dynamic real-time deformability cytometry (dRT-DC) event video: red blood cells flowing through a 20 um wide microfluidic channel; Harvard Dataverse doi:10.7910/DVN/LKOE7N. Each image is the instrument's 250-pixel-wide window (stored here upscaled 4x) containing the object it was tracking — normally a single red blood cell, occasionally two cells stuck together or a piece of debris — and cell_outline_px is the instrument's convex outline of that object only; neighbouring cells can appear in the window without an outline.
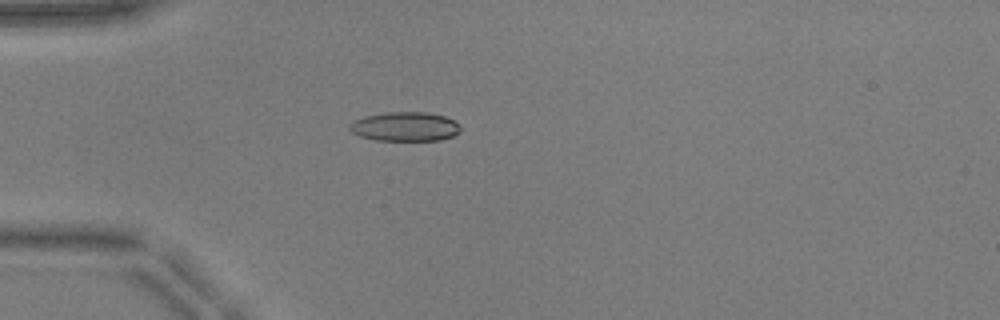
{"species": "common noctule bat (a hibernating species)", "species_latin": "Nyctalus noctula", "temperature_condition": "warm", "stored_images_in_passage": 34, "camera_frame_rate_fps": 3000, "um_per_image_px": 0.085, "animal": {"sex": "male", "body_mass_g": 17.9, "forearm_length_mm": 54.2}, "frame": {"image": 1, "passage_image": 6, "time_ms": 1.667, "image_size_px": [1000, 320], "cell_outline_px": [[460, 132], [452, 136], [440, 140], [376, 140], [360, 136], [352, 132], [348, 128], [348, 124], [352, 120], [364, 116], [388, 112], [428, 112], [444, 116], [456, 120], [460, 124]], "centroid_in_image_um": [34.42, 10.75], "position_along_channel_um": 50.6, "area_um2": 19.07}}
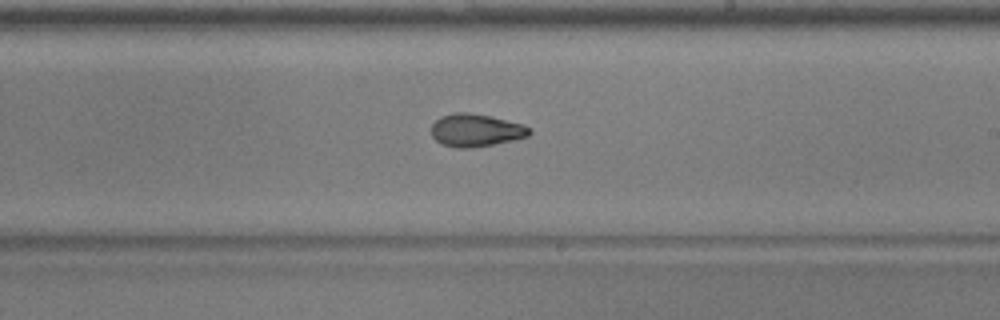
{"frame": {"image": 2, "passage_image": 22, "time_ms": 7.0, "image_size_px": [1000, 320], "cell_outline_px": [[532, 132], [528, 136], [512, 140], [492, 144], [468, 148], [456, 148], [440, 144], [432, 136], [432, 124], [440, 116], [456, 112], [468, 112], [492, 116], [524, 124], [532, 128]], "centroid_in_image_um": [40.46, 11.06], "position_along_channel_um": 248.5, "area_um2": 18.84}}
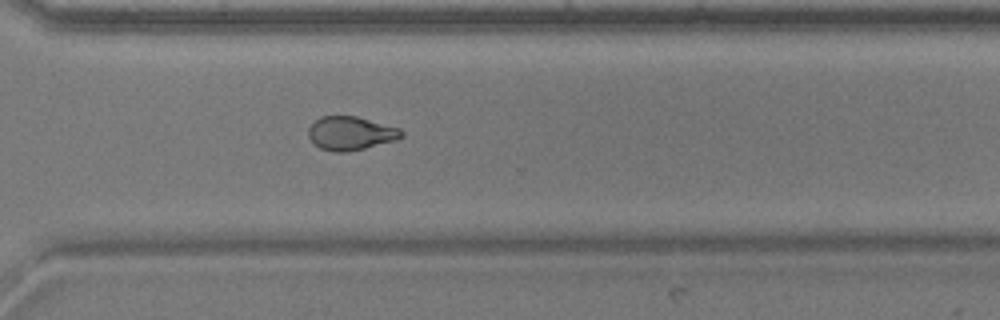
{"frame": {"image": 3, "passage_image": 29, "time_ms": 9.333, "image_size_px": [1000, 320], "cell_outline_px": [[404, 136], [396, 140], [348, 152], [332, 152], [320, 148], [312, 144], [308, 136], [308, 128], [320, 116], [356, 116], [400, 128], [404, 132]], "centroid_in_image_um": [29.79, 11.34], "position_along_channel_um": 340.8, "area_um2": 18.38}, "authors_computed_cell_mechanics": {"area_um2": 18.6116, "velocity_mm_per_s": 3.9565, "shape_relaxation_time_tau1_ms": 8.0722, "shape_relaxation_time_tau2_ms": 3.1291, "deformation_change_tau1": 0.2004, "deformation_change_tau2": 0.0893}}